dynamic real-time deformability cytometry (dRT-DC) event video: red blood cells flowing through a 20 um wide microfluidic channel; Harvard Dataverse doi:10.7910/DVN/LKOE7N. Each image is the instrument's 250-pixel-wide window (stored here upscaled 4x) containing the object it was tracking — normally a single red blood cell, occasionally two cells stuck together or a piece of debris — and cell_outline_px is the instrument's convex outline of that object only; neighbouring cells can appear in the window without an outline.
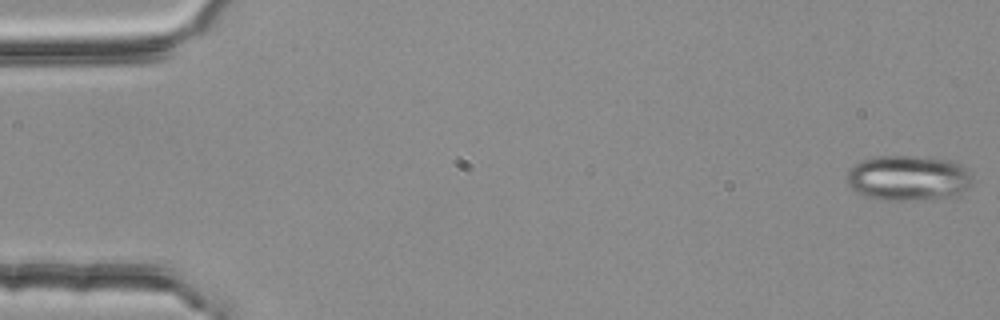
{"species": "common noctule bat (a hibernating species)", "species_latin": "Nyctalus noctula", "temperature_condition": "room temperature", "stored_images_in_passage": 4, "camera_frame_rate_fps": 3000, "um_per_image_px": 0.085, "animal": {"sex": "female", "body_mass_g": 25.1}, "frame": {"image": 1, "passage_image": 1, "time_ms": 0.0, "image_size_px": [1000, 320], "cell_outline_px": [[972, 184], [968, 188], [956, 196], [924, 200], [884, 200], [864, 196], [856, 192], [848, 184], [848, 172], [860, 160], [880, 156], [924, 156], [948, 160], [960, 164], [968, 168], [972, 172]], "centroid_in_image_um": [77.26, 15.13], "position_along_channel_um": 7.7, "area_um2": 33.52}}